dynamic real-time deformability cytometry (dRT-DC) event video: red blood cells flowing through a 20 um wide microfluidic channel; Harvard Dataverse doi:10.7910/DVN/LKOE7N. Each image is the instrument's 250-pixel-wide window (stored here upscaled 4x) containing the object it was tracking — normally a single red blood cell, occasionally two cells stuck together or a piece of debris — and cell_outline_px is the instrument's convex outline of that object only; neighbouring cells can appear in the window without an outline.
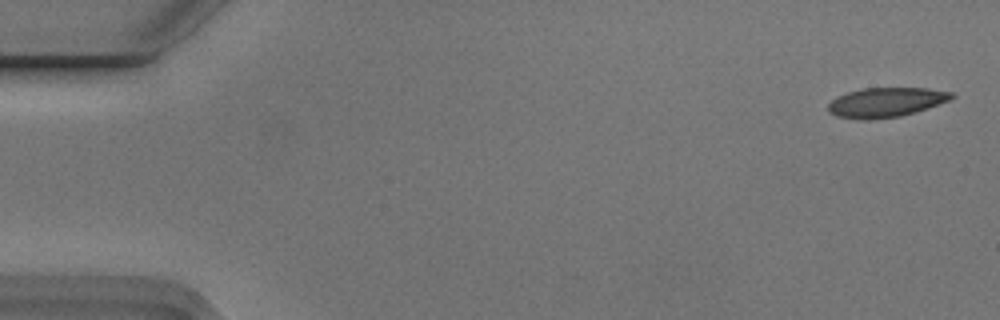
{"species": "Egyptian fruit bat (a non-hibernating species)", "species_latin": "Rousettus aegyptiacus", "temperature_condition": "cold", "stored_images_in_passage": 6, "camera_frame_rate_fps": 3000, "um_per_image_px": 0.085, "animal": {"sex": "male"}, "frame": {"image": 1, "passage_image": 1, "time_ms": 0.0, "image_size_px": [1000, 320], "cell_outline_px": [[956, 96], [948, 100], [928, 108], [900, 116], [872, 120], [860, 120], [836, 116], [828, 112], [828, 104], [832, 100], [848, 92], [864, 88], [928, 88], [952, 92]], "centroid_in_image_um": [75.29, 8.71], "position_along_channel_um": 9.7, "area_um2": 21.21}}